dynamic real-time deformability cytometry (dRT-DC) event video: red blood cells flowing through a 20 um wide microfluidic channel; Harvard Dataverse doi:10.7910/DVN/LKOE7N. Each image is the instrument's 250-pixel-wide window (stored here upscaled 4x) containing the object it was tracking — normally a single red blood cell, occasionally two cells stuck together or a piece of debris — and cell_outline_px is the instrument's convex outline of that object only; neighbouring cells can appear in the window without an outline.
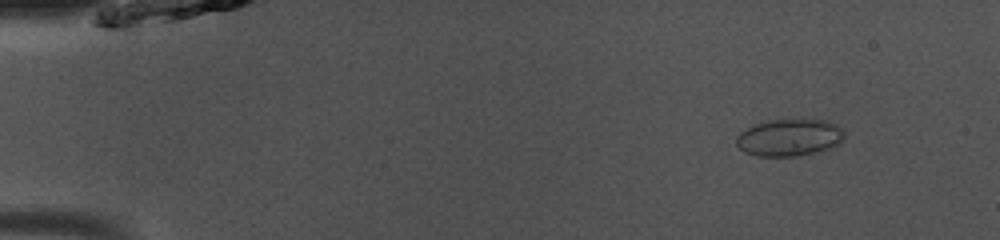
{"species": "common noctule bat (a hibernating species)", "species_latin": "Nyctalus noctula", "temperature_condition": "room temperature", "stored_images_in_passage": 49, "camera_frame_rate_fps": 3000, "um_per_image_px": 0.085, "animal": {"sex": "male", "body_mass_g": 13.0, "forearm_length_mm": 53.1}, "frame": {"image": 1, "passage_image": 6, "time_ms": 1.667, "image_size_px": [1000, 240], "cell_outline_px": [[844, 140], [840, 144], [832, 148], [816, 152], [796, 156], [756, 156], [744, 152], [736, 144], [736, 136], [740, 132], [752, 124], [772, 120], [804, 116], [828, 120], [840, 124], [844, 132]], "centroid_in_image_um": [67.16, 11.64], "position_along_channel_um": 17.8, "area_um2": 24.51}}
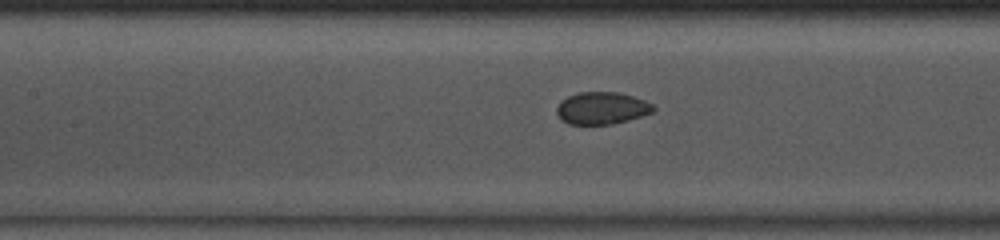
{"frame": {"image": 2, "passage_image": 23, "time_ms": 7.333, "image_size_px": [1000, 240], "cell_outline_px": [[656, 108], [652, 112], [628, 120], [612, 124], [568, 124], [556, 112], [556, 108], [560, 100], [568, 96], [580, 92], [620, 92], [644, 100], [652, 104]], "centroid_in_image_um": [51.15, 9.18], "position_along_channel_um": 156.3, "area_um2": 18.03}}
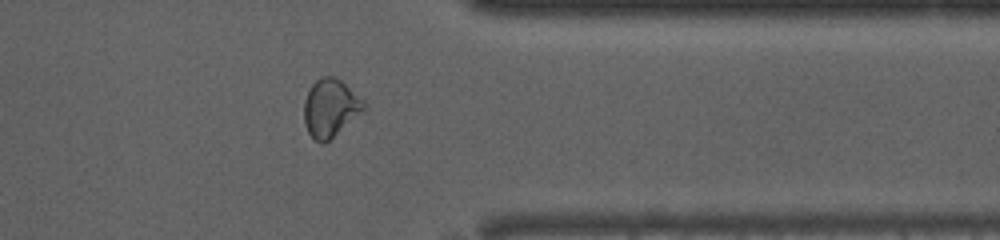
{"frame": {"image": 3, "passage_image": 40, "time_ms": 13.0, "image_size_px": [1000, 240], "cell_outline_px": [[368, 108], [324, 144], [320, 144], [308, 132], [304, 124], [304, 100], [312, 84], [320, 76], [332, 76], [340, 80], [364, 100], [368, 104]], "centroid_in_image_um": [28.1, 9.18], "position_along_channel_um": 383.3, "area_um2": 20.29}, "authors_computed_cell_mechanics": {"area_um2": 19.941, "velocity_mm_per_s": 4.1074, "shape_relaxation_time_tau1_ms": 7.2968, "shape_relaxation_time_tau2_ms": 1.378, "deformation_change_tau1": 0.0798, "deformation_change_tau2": 0.0443}}